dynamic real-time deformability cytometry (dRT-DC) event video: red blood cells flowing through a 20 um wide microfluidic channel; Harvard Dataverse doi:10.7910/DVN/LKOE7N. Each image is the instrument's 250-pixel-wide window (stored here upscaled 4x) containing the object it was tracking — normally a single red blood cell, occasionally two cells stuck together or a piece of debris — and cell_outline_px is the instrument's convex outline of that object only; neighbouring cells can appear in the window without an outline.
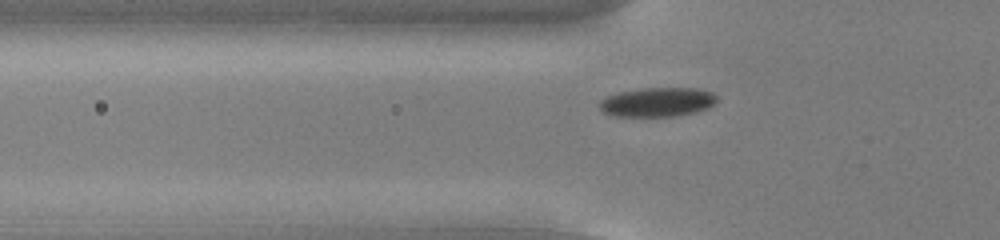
{"species": "common noctule bat (a hibernating species)", "species_latin": "Nyctalus noctula", "temperature_condition": "cold", "stored_images_in_passage": 48, "camera_frame_rate_fps": 3000, "um_per_image_px": 0.085, "animal": {"sex": "male", "body_mass_g": 13.0, "forearm_length_mm": 53.1}, "frame": {"image": 1, "passage_image": 12, "time_ms": 3.667, "image_size_px": [1000, 240], "cell_outline_px": [[716, 100], [708, 108], [696, 112], [676, 116], [616, 116], [604, 112], [600, 108], [600, 100], [616, 92], [644, 88], [696, 88], [712, 92], [716, 96]], "centroid_in_image_um": [55.88, 8.67], "position_along_channel_um": 69.9, "area_um2": 19.88}}
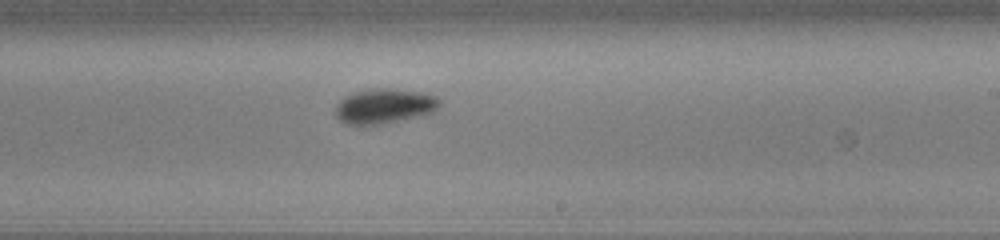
{"frame": {"image": 2, "passage_image": 27, "time_ms": 8.667, "image_size_px": [1000, 240], "cell_outline_px": [[440, 104], [432, 112], [420, 116], [380, 124], [344, 124], [336, 116], [336, 104], [344, 96], [356, 92], [376, 88], [388, 88], [420, 92], [436, 96], [440, 100]], "centroid_in_image_um": [32.66, 9.01], "position_along_channel_um": 256.3, "area_um2": 20.92}}
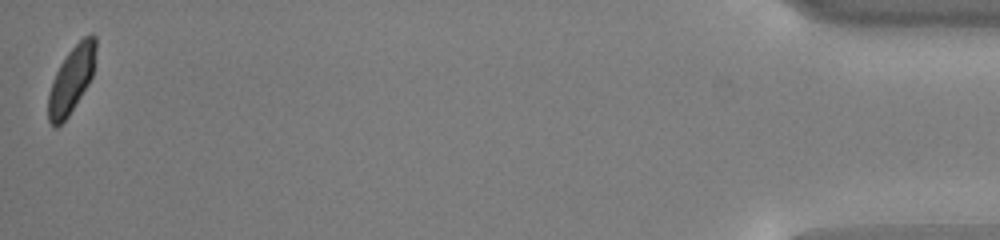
{"frame": {"image": 3, "passage_image": 48, "time_ms": 15.667, "image_size_px": [1000, 240], "cell_outline_px": [[96, 48], [92, 76], [88, 84], [68, 116], [56, 128], [48, 120], [48, 96], [52, 80], [60, 64], [68, 52], [84, 36], [92, 32], [96, 36]], "centroid_in_image_um": [6.07, 6.74], "position_along_channel_um": 429.1, "area_um2": 18.21}, "authors_computed_cell_mechanics": {"area_um2": 19.5364, "velocity_mm_per_s": 3.7482, "shape_relaxation_time_tau1_ms": 2.1042, "shape_relaxation_time_tau2_ms": null, "deformation_change_tau1": 0.0805, "deformation_change_tau2": null}}